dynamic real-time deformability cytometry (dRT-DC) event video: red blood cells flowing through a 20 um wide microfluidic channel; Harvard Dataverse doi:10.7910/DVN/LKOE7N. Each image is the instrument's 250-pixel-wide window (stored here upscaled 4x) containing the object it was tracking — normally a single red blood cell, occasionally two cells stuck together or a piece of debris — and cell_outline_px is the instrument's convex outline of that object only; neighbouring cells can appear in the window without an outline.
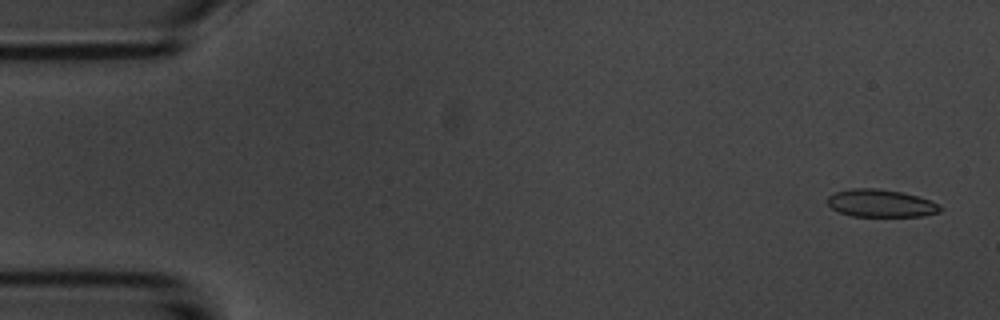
{"species": "common noctule bat (a hibernating species)", "species_latin": "Nyctalus noctula", "temperature_condition": "room temperature", "stored_images_in_passage": 6, "camera_frame_rate_fps": 3000, "um_per_image_px": 0.085, "animal": {"sex": "male", "body_mass_g": 20.1, "forearm_length_mm": 53.5}, "frame": {"image": 1, "passage_image": 1, "time_ms": 0.0, "image_size_px": [1000, 320], "cell_outline_px": [[944, 208], [940, 212], [924, 216], [852, 216], [840, 212], [832, 208], [828, 204], [828, 196], [836, 192], [848, 188], [880, 188], [900, 192], [916, 196], [928, 200]], "centroid_in_image_um": [74.86, 17.28], "position_along_channel_um": 10.1, "area_um2": 18.03}}